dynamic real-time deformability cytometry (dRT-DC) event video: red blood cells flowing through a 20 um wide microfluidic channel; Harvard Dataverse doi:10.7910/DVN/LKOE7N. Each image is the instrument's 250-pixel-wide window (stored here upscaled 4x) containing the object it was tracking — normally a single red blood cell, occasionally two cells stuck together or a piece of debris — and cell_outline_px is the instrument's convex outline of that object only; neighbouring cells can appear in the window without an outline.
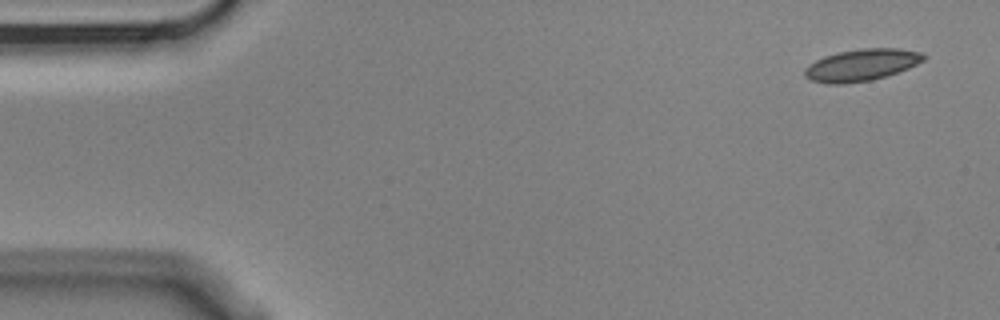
{"species": "Egyptian fruit bat (a non-hibernating species)", "species_latin": "Rousettus aegyptiacus", "temperature_condition": "cold", "stored_images_in_passage": 8, "camera_frame_rate_fps": 3000, "um_per_image_px": 0.085, "animal": {"sex": "male"}, "frame": {"image": 1, "passage_image": 1, "time_ms": 0.0, "image_size_px": [1000, 320], "cell_outline_px": [[928, 56], [924, 60], [908, 68], [872, 80], [844, 84], [828, 84], [812, 80], [804, 76], [804, 68], [808, 64], [824, 56], [836, 52], [860, 48], [900, 48], [924, 52]], "centroid_in_image_um": [73.23, 5.51], "position_along_channel_um": 11.8, "area_um2": 22.31}}
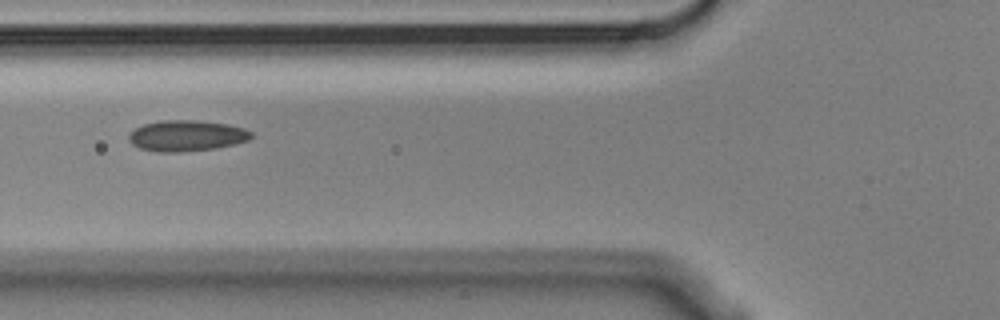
{"frame": {"image": 2, "passage_image": 6, "time_ms": 1.667, "image_size_px": [1000, 320], "cell_outline_px": [[252, 136], [248, 140], [216, 148], [180, 152], [156, 152], [140, 148], [132, 144], [128, 140], [128, 136], [136, 128], [144, 124], [164, 120], [196, 120], [228, 124], [244, 128], [252, 132]], "centroid_in_image_um": [15.85, 11.54], "position_along_channel_um": 109.9, "area_um2": 21.96}}
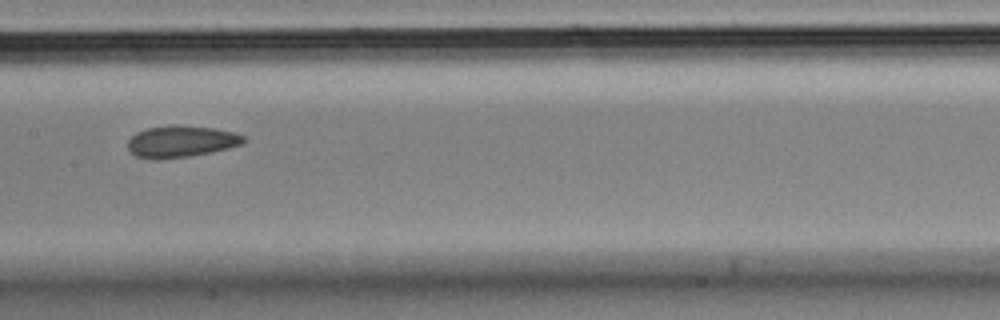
{"frame": {"image": 3, "passage_image": 8, "time_ms": 2.333, "image_size_px": [1000, 320], "cell_outline_px": [[244, 144], [228, 148], [188, 156], [160, 160], [152, 160], [136, 156], [128, 148], [128, 140], [136, 132], [148, 128], [168, 124], [176, 124], [212, 128], [232, 132], [244, 136]], "centroid_in_image_um": [15.35, 12.02], "position_along_channel_um": 192.1, "area_um2": 21.39}}